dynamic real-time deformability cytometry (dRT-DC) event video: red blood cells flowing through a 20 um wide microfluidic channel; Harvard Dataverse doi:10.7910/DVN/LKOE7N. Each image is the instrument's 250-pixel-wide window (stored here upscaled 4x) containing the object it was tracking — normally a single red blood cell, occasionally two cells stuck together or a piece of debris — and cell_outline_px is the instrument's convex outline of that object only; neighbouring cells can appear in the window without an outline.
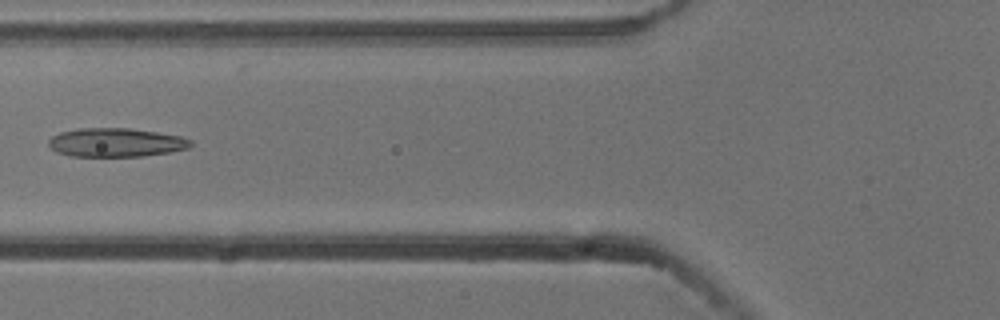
{"species": "common noctule bat (a hibernating species)", "species_latin": "Nyctalus noctula", "temperature_condition": "cold", "stored_images_in_passage": 7, "camera_frame_rate_fps": 3000, "um_per_image_px": 0.085, "animal": {"sex": "male", "body_mass_g": 13.3}, "frame": {"image": 1, "passage_image": 6, "time_ms": 1.667, "image_size_px": [1000, 320], "cell_outline_px": [[192, 144], [188, 148], [168, 152], [140, 156], [72, 156], [56, 152], [48, 144], [48, 140], [52, 136], [60, 132], [76, 128], [128, 128], [156, 132], [180, 136], [192, 140]], "centroid_in_image_um": [9.82, 12.1], "position_along_channel_um": 116.0, "area_um2": 23.7}}
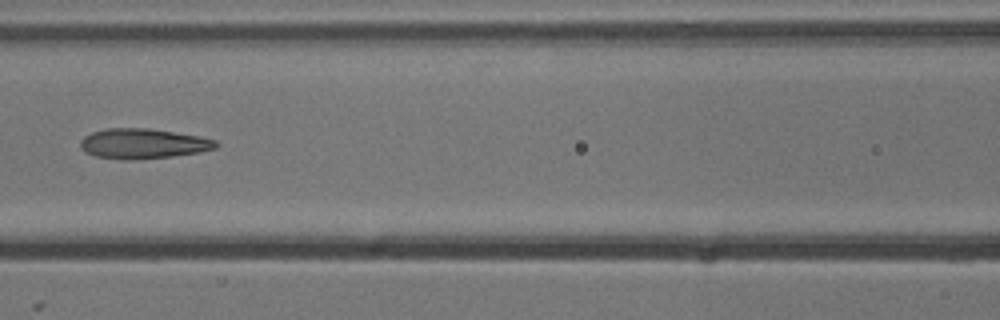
{"frame": {"image": 2, "passage_image": 7, "time_ms": 2.0, "image_size_px": [1000, 320], "cell_outline_px": [[220, 144], [216, 148], [200, 152], [172, 156], [132, 160], [128, 160], [96, 156], [84, 152], [80, 148], [80, 140], [84, 136], [92, 132], [104, 128], [148, 128], [200, 136], [216, 140]], "centroid_in_image_um": [12.15, 12.2], "position_along_channel_um": 154.4, "area_um2": 23.87}}